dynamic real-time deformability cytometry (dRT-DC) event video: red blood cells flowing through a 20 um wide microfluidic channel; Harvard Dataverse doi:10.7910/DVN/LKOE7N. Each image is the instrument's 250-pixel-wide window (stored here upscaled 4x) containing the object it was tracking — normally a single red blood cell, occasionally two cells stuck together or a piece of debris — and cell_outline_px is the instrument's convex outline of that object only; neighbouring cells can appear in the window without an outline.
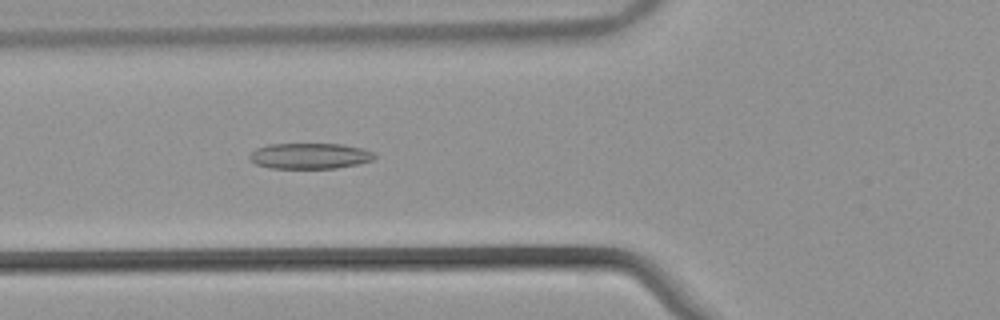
{"species": "common noctule bat (a hibernating species)", "species_latin": "Nyctalus noctula", "temperature_condition": "warm", "stored_images_in_passage": 39, "camera_frame_rate_fps": 3000, "um_per_image_px": 0.085, "animal": {"sex": "male", "body_mass_g": 21.5, "forearm_length_mm": 52.0}, "frame": {"image": 1, "passage_image": 6, "time_ms": 1.667, "image_size_px": [1000, 320], "cell_outline_px": [[376, 156], [372, 160], [356, 164], [336, 168], [272, 168], [256, 164], [248, 156], [256, 148], [268, 144], [340, 144], [360, 148], [372, 152]], "centroid_in_image_um": [26.3, 13.25], "position_along_channel_um": 99.5, "area_um2": 18.5}}
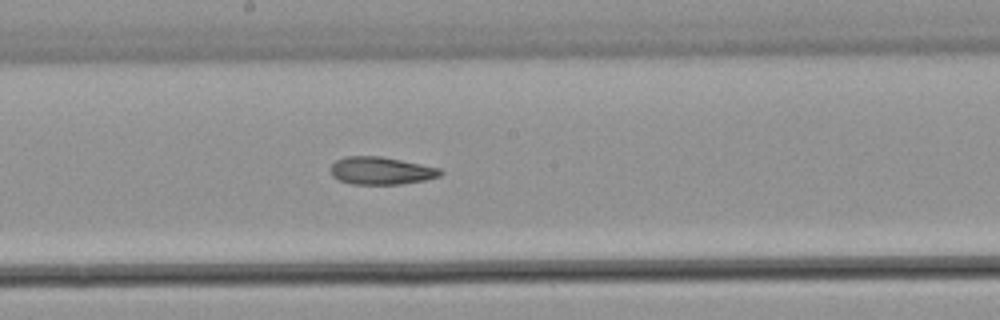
{"frame": {"image": 2, "passage_image": 15, "time_ms": 4.667, "image_size_px": [1000, 320], "cell_outline_px": [[444, 172], [440, 176], [424, 180], [400, 184], [352, 184], [340, 180], [332, 176], [332, 164], [336, 160], [344, 156], [380, 156], [440, 168]], "centroid_in_image_um": [32.39, 14.51], "position_along_channel_um": 215.8, "area_um2": 17.51}}
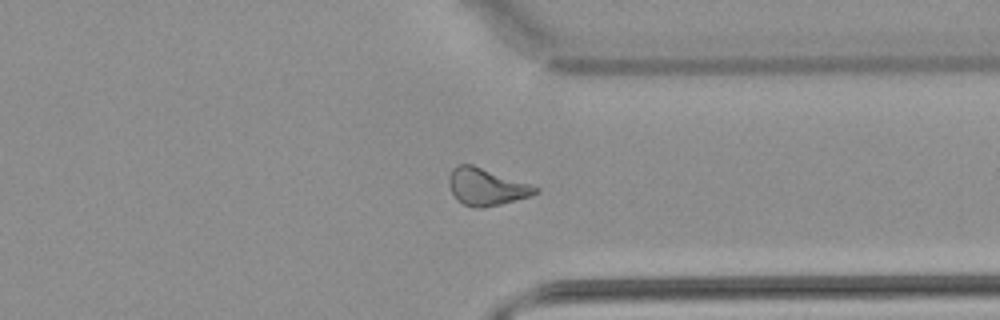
{"frame": {"image": 3, "passage_image": 27, "time_ms": 8.667, "image_size_px": [1000, 320], "cell_outline_px": [[540, 192], [532, 196], [484, 208], [472, 208], [456, 200], [448, 184], [448, 176], [452, 168], [460, 164], [472, 164], [540, 188]], "centroid_in_image_um": [41.32, 15.89], "position_along_channel_um": 370.1, "area_um2": 18.73}, "authors_computed_cell_mechanics": {"area_um2": 18.2648, "velocity_mm_per_s": 3.8674, "shape_relaxation_time_tau1_ms": null, "shape_relaxation_time_tau2_ms": 5.6627, "deformation_change_tau1": null, "deformation_change_tau2": 0.1541}}